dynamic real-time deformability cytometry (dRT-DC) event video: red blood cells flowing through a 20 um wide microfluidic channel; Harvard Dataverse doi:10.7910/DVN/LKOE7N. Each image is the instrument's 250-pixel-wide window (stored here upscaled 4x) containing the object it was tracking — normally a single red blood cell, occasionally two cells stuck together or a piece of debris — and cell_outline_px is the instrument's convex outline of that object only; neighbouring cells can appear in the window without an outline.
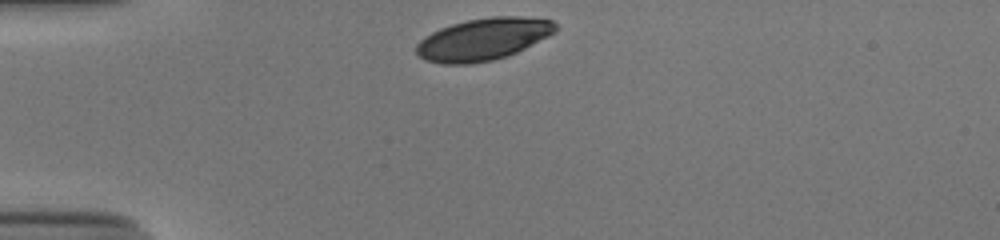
{"species": "human", "species_latin": "Homo sapiens", "temperature_condition": "cold", "stored_images_in_passage": 31, "camera_frame_rate_fps": 3000, "um_per_image_px": 0.085, "donor": {"sex": "male"}, "frame": {"image": 1, "passage_image": 1, "time_ms": 0.0, "image_size_px": [1000, 240], "cell_outline_px": [[556, 28], [548, 36], [508, 56], [492, 60], [468, 64], [444, 64], [428, 60], [420, 56], [416, 52], [416, 44], [424, 36], [440, 28], [452, 24], [468, 20], [492, 16], [520, 16], [552, 20], [556, 24]], "centroid_in_image_um": [41.05, 3.33], "position_along_channel_um": 44.0, "area_um2": 33.81}}
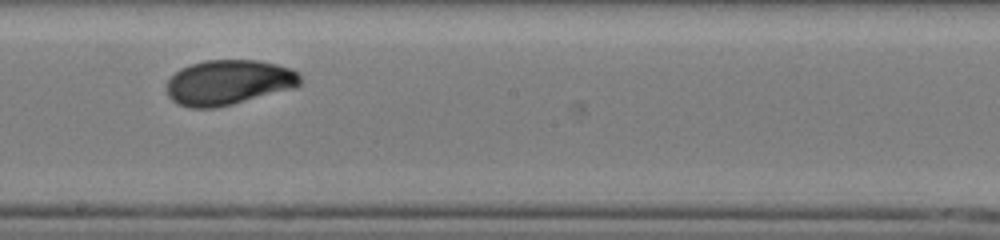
{"frame": {"image": 2, "passage_image": 18, "time_ms": 5.667, "image_size_px": [1000, 240], "cell_outline_px": [[300, 84], [296, 88], [216, 108], [188, 108], [176, 104], [168, 96], [168, 80], [180, 68], [204, 60], [260, 60], [292, 68], [300, 72]], "centroid_in_image_um": [19.46, 7.01], "position_along_channel_um": 228.7, "area_um2": 35.32}}
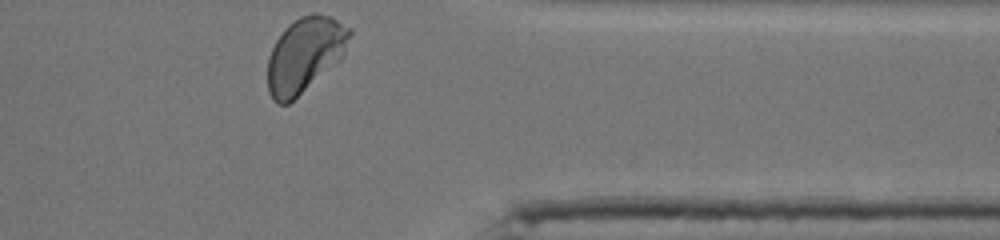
{"frame": {"image": 3, "passage_image": 31, "time_ms": 10.0, "image_size_px": [1000, 240], "cell_outline_px": [[352, 32], [344, 52], [340, 60], [288, 104], [276, 104], [272, 100], [268, 92], [268, 56], [276, 40], [284, 28], [288, 24], [300, 16], [312, 12], [316, 12], [332, 16], [352, 28]], "centroid_in_image_um": [25.91, 4.62], "position_along_channel_um": 385.5, "area_um2": 36.01}, "authors_computed_cell_mechanics": {"area_um2": 35.1424, "velocity_mm_per_s": 3.8217, "shape_relaxation_time_tau1_ms": 2.6491, "shape_relaxation_time_tau2_ms": null, "deformation_change_tau1": 0.1284, "deformation_change_tau2": null}}